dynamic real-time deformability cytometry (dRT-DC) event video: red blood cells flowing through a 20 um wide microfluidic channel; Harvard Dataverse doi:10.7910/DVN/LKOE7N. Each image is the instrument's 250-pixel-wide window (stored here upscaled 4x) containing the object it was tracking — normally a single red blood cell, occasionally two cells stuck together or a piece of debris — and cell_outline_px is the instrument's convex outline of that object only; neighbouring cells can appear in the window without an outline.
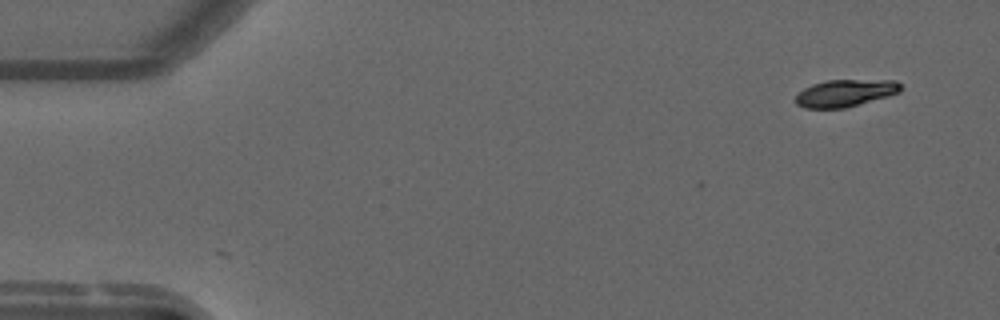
{"species": "common noctule bat (a hibernating species)", "species_latin": "Nyctalus noctula", "temperature_condition": "warm", "stored_images_in_passage": 4, "camera_frame_rate_fps": 3000, "um_per_image_px": 0.085, "animal": {"sex": "male", "forearm_length_mm": 52.5}, "frame": {"image": 1, "passage_image": 4, "time_ms": 1.0, "image_size_px": [1000, 320], "cell_outline_px": [[900, 92], [888, 96], [844, 108], [804, 108], [796, 104], [796, 96], [804, 88], [812, 84], [828, 80], [896, 80], [900, 84]], "centroid_in_image_um": [71.84, 7.91], "position_along_channel_um": 13.2, "area_um2": 16.47}}